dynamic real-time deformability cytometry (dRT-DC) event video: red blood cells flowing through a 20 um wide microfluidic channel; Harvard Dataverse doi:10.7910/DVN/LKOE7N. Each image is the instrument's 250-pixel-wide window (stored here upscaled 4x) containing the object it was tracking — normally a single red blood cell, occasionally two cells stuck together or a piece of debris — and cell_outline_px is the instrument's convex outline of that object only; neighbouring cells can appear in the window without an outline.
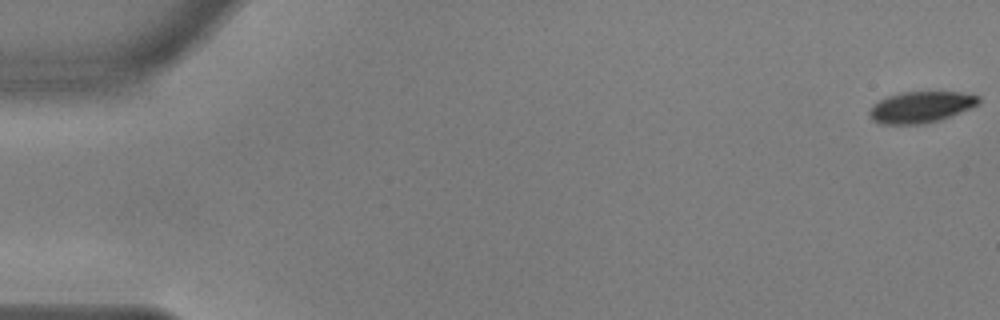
{"species": "common noctule bat (a hibernating species)", "species_latin": "Nyctalus noctula", "temperature_condition": "warm", "stored_images_in_passage": 18, "camera_frame_rate_fps": 3000, "um_per_image_px": 0.085, "animal": {"sex": "male", "body_mass_g": 17.9, "forearm_length_mm": 54.2}, "frame": {"image": 1, "passage_image": 1, "time_ms": 0.0, "image_size_px": [1000, 320], "cell_outline_px": [[980, 104], [940, 120], [924, 124], [880, 124], [872, 120], [868, 112], [872, 104], [888, 96], [900, 92], [960, 92], [980, 96]], "centroid_in_image_um": [78.26, 9.1], "position_along_channel_um": 6.7, "area_um2": 20.0}}
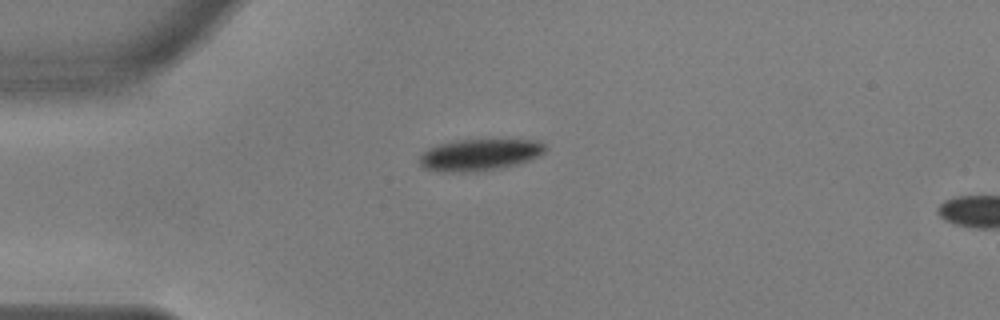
{"frame": {"image": 2, "passage_image": 15, "time_ms": 4.667, "image_size_px": [1000, 320], "cell_outline_px": [[544, 152], [528, 160], [516, 164], [500, 168], [476, 172], [440, 172], [424, 168], [420, 164], [420, 156], [428, 148], [436, 144], [456, 140], [536, 140], [544, 144]], "centroid_in_image_um": [40.7, 13.16], "position_along_channel_um": 44.3, "area_um2": 23.06}}